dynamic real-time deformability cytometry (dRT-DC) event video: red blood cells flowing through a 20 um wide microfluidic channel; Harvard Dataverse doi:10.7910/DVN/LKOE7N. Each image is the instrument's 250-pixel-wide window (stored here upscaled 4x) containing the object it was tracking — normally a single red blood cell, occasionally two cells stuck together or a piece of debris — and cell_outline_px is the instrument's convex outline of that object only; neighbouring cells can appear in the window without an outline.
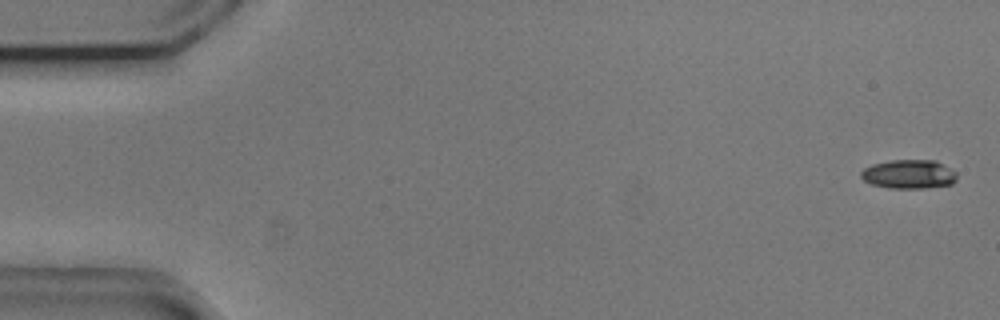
{"species": "common noctule bat (a hibernating species)", "species_latin": "Nyctalus noctula", "temperature_condition": "cold", "stored_images_in_passage": 55, "camera_frame_rate_fps": 3000, "um_per_image_px": 0.085, "animal": {"sex": "male", "body_mass_g": 20.5, "forearm_length_mm": 52.5}, "frame": {"image": 1, "passage_image": 1, "time_ms": 0.0, "image_size_px": [1000, 320], "cell_outline_px": [[956, 180], [952, 184], [924, 188], [888, 188], [872, 184], [864, 180], [860, 176], [860, 172], [864, 168], [872, 164], [892, 160], [936, 160], [952, 168], [956, 172]], "centroid_in_image_um": [77.27, 14.8], "position_along_channel_um": 7.7, "area_um2": 16.3}}
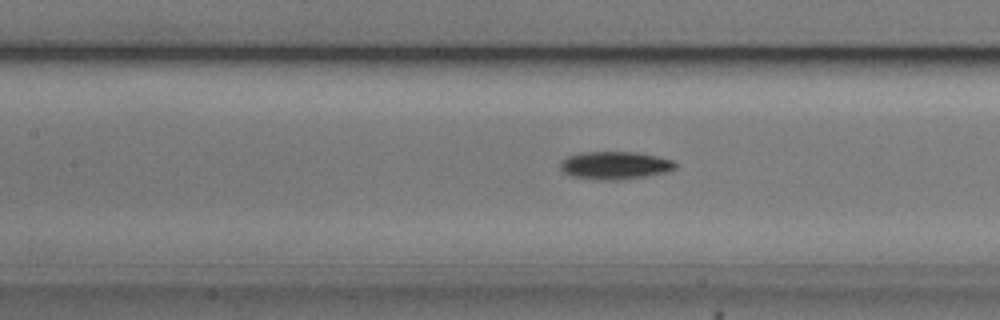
{"frame": {"image": 2, "passage_image": 24, "time_ms": 7.667, "image_size_px": [1000, 320], "cell_outline_px": [[676, 168], [672, 172], [648, 176], [616, 180], [596, 180], [572, 176], [564, 172], [560, 168], [560, 160], [568, 156], [580, 152], [636, 152], [656, 156], [672, 160], [676, 164]], "centroid_in_image_um": [52.29, 14.06], "position_along_channel_um": 155.1, "area_um2": 18.9}}
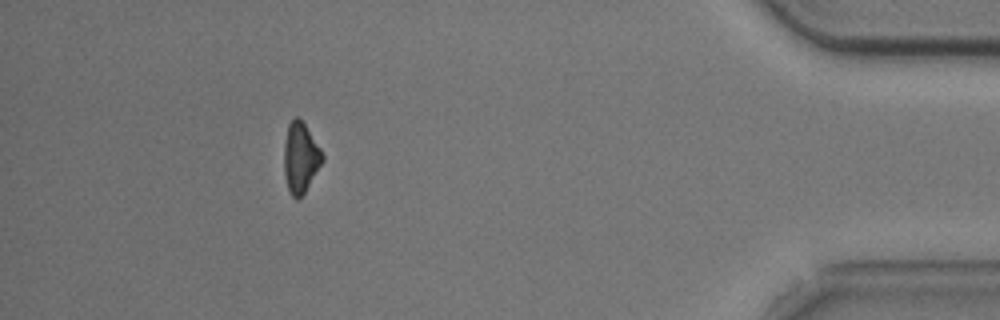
{"frame": {"image": 3, "passage_image": 49, "time_ms": 16.0, "image_size_px": [1000, 320], "cell_outline_px": [[324, 160], [304, 192], [296, 200], [288, 192], [284, 172], [284, 144], [288, 124], [296, 116], [304, 124], [320, 148], [324, 156]], "centroid_in_image_um": [25.53, 13.42], "position_along_channel_um": 409.7, "area_um2": 15.49}, "authors_computed_cell_mechanics": {"area_um2": 17.1666, "velocity_mm_per_s": 3.7187, "shape_relaxation_time_tau1_ms": 1.8018, "shape_relaxation_time_tau2_ms": null, "deformation_change_tau1": 0.1089, "deformation_change_tau2": null}}